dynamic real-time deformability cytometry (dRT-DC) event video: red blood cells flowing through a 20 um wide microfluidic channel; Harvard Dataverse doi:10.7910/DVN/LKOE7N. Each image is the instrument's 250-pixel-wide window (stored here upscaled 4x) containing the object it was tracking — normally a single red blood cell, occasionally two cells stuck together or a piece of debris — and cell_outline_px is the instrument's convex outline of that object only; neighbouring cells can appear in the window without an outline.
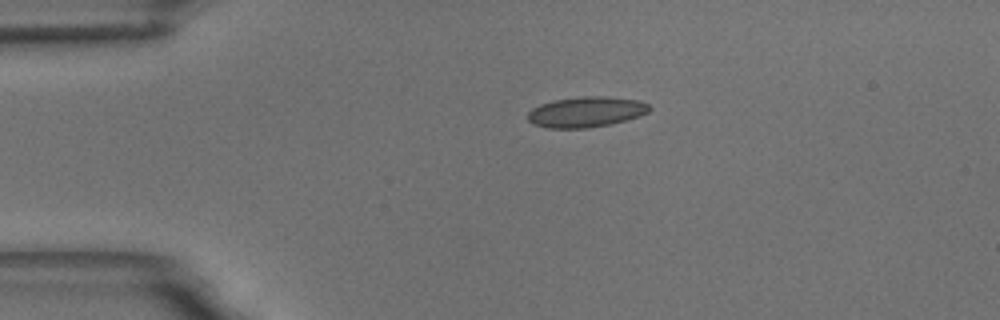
{"species": "common noctule bat (a hibernating species)", "species_latin": "Nyctalus noctula", "temperature_condition": "room temperature", "stored_images_in_passage": 2, "camera_frame_rate_fps": 3000, "um_per_image_px": 0.085, "animal": {"sex": "male", "body_mass_g": 18.8}, "frame": {"image": 1, "passage_image": 1, "time_ms": 0.0, "image_size_px": [1000, 320], "cell_outline_px": [[652, 108], [648, 112], [624, 120], [608, 124], [588, 128], [548, 128], [532, 124], [528, 120], [528, 112], [532, 108], [540, 104], [552, 100], [580, 96], [604, 96], [636, 100], [648, 104]], "centroid_in_image_um": [49.76, 9.51], "position_along_channel_um": 35.2, "area_um2": 21.5}}